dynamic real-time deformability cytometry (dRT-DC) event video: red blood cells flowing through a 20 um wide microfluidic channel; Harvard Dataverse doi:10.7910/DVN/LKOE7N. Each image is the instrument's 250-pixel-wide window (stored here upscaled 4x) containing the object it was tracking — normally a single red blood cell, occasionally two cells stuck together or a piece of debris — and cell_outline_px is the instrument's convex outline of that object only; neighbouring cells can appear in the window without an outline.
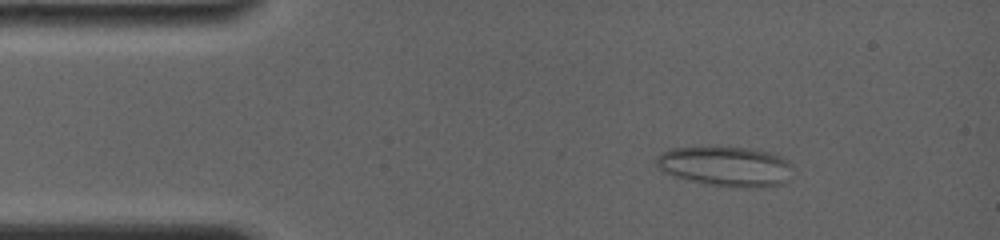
{"species": "common noctule bat (a hibernating species)", "species_latin": "Nyctalus noctula", "temperature_condition": "room temperature", "stored_images_in_passage": 55, "camera_frame_rate_fps": 4000, "um_per_image_px": 0.085, "animal": {"sex": "female", "body_mass_g": 19.0, "forearm_length_mm": 56.7}, "frame": {"image": 1, "passage_image": 4, "time_ms": 1.75, "image_size_px": [1000, 240], "cell_outline_px": [[792, 168], [784, 184], [756, 188], [732, 188], [704, 184], [676, 176], [660, 168], [656, 164], [656, 156], [660, 152], [668, 148], [716, 144], [748, 148], [768, 152], [780, 156], [788, 160], [792, 164]], "centroid_in_image_um": [61.67, 14.1], "position_along_channel_um": 23.3, "area_um2": 32.77}}
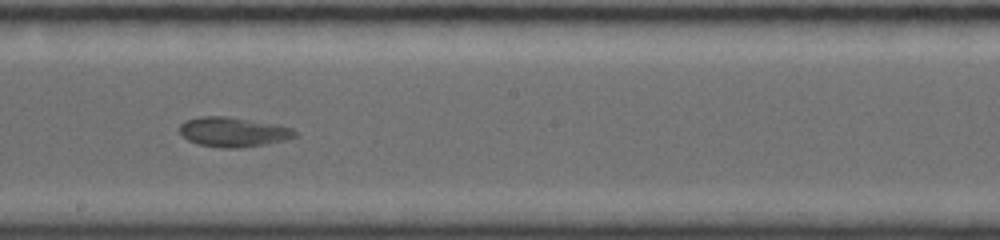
{"frame": {"image": 2, "passage_image": 29, "time_ms": 8.75, "image_size_px": [1000, 240], "cell_outline_px": [[296, 136], [284, 140], [264, 144], [240, 148], [220, 148], [200, 144], [188, 140], [180, 132], [180, 124], [184, 120], [200, 116], [228, 116], [276, 124], [292, 128], [296, 132]], "centroid_in_image_um": [19.8, 11.21], "position_along_channel_um": 228.4, "area_um2": 19.88}}
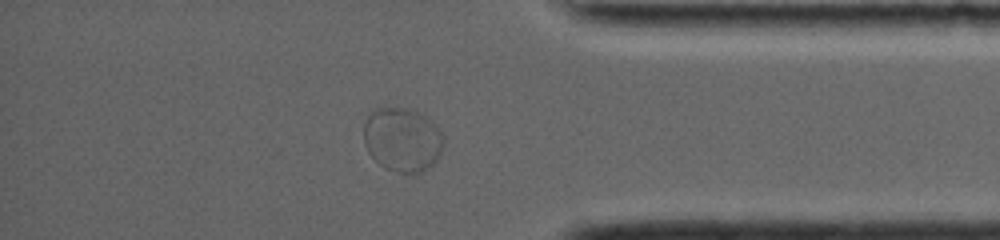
{"frame": {"image": 3, "passage_image": 49, "time_ms": 13.5, "image_size_px": [1000, 240], "cell_outline_px": [[444, 144], [440, 156], [424, 172], [396, 172], [384, 168], [368, 152], [364, 144], [364, 124], [368, 116], [376, 108], [408, 108], [432, 120], [444, 136]], "centroid_in_image_um": [34.22, 11.87], "position_along_channel_um": 401.0, "area_um2": 29.82}}